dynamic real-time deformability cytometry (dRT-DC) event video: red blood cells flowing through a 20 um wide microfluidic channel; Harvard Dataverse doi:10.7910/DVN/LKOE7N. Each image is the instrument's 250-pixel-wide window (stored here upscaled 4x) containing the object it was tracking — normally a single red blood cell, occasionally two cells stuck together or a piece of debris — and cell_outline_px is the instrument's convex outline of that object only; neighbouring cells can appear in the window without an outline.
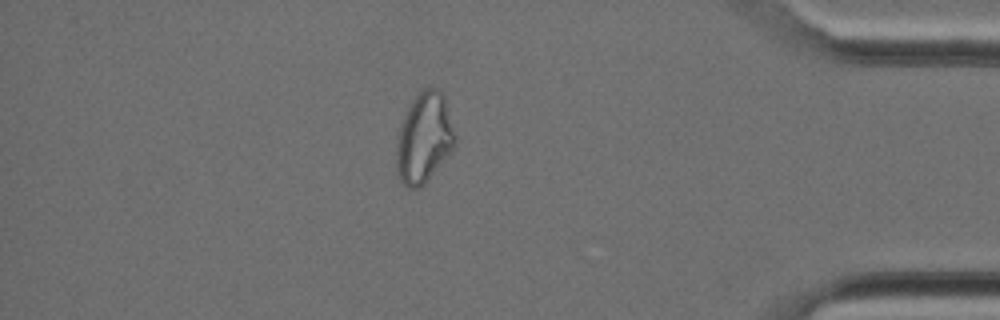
{"species": "Egyptian fruit bat (a non-hibernating species)", "species_latin": "Rousettus aegyptiacus", "temperature_condition": "cold", "stored_images_in_passage": 38, "camera_frame_rate_fps": 3000, "um_per_image_px": 0.085, "animal": {"sex": "female"}, "frame": {"image": 1, "passage_image": 33, "time_ms": 10.667, "image_size_px": [1000, 320], "cell_outline_px": [[456, 144], [424, 184], [420, 188], [408, 188], [400, 180], [396, 172], [396, 144], [400, 128], [408, 104], [424, 88], [436, 88], [444, 96], [456, 136]], "centroid_in_image_um": [36.03, 11.74], "position_along_channel_um": 399.2, "area_um2": 30.58}}